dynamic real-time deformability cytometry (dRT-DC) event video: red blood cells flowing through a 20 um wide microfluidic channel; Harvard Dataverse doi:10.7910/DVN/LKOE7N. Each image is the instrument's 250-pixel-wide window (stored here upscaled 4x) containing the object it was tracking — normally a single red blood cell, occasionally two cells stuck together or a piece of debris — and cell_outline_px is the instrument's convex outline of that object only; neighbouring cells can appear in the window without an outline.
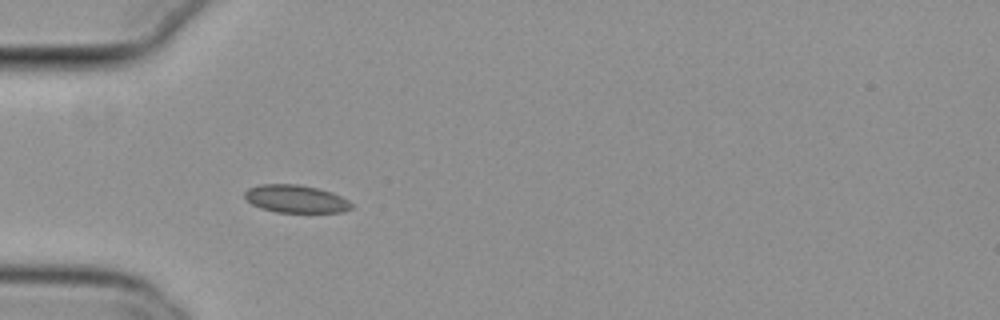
{"species": "common noctule bat (a hibernating species)", "species_latin": "Nyctalus noctula", "temperature_condition": "cold", "stored_images_in_passage": 38, "camera_frame_rate_fps": 3000, "um_per_image_px": 0.085, "animal": {"sex": "female", "body_mass_g": 29.2, "forearm_length_mm": 56.3}, "frame": {"image": 1, "passage_image": 1, "time_ms": 0.0, "image_size_px": [1000, 320], "cell_outline_px": [[352, 208], [344, 212], [276, 212], [260, 208], [252, 204], [244, 196], [244, 192], [248, 188], [260, 184], [300, 184], [332, 192], [348, 200], [352, 204]], "centroid_in_image_um": [25.13, 16.9], "position_along_channel_um": 59.9, "area_um2": 17.28}}
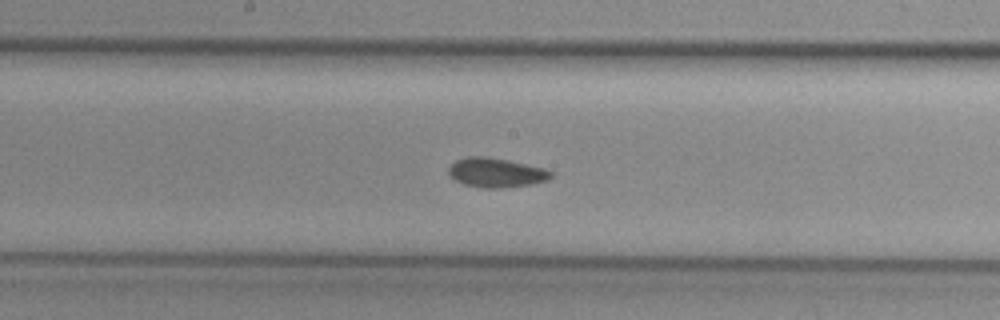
{"frame": {"image": 2, "passage_image": 13, "time_ms": 4.0, "image_size_px": [1000, 320], "cell_outline_px": [[552, 176], [548, 180], [532, 184], [500, 188], [484, 188], [464, 184], [448, 176], [448, 168], [456, 160], [468, 156], [484, 156], [508, 160], [544, 168], [552, 172]], "centroid_in_image_um": [42.15, 14.67], "position_along_channel_um": 206.1, "area_um2": 17.51}}
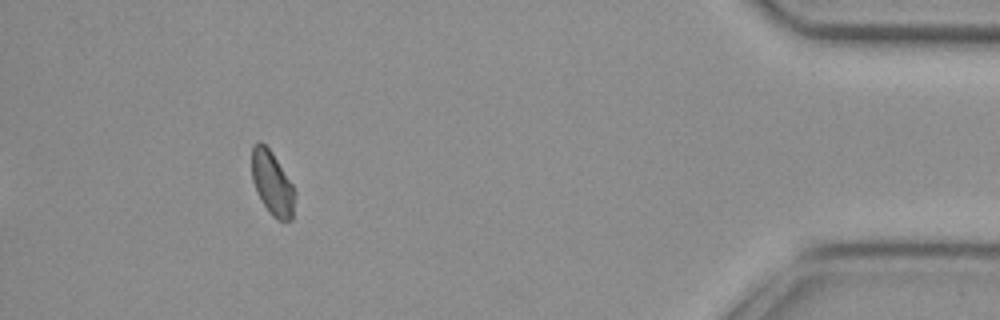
{"frame": {"image": 3, "passage_image": 34, "time_ms": 11.0, "image_size_px": [1000, 320], "cell_outline_px": [[296, 196], [292, 220], [276, 220], [268, 212], [260, 200], [256, 192], [252, 180], [252, 144], [256, 140], [260, 140], [272, 152], [292, 184], [296, 192]], "centroid_in_image_um": [23.13, 15.58], "position_along_channel_um": 412.1, "area_um2": 16.36}}